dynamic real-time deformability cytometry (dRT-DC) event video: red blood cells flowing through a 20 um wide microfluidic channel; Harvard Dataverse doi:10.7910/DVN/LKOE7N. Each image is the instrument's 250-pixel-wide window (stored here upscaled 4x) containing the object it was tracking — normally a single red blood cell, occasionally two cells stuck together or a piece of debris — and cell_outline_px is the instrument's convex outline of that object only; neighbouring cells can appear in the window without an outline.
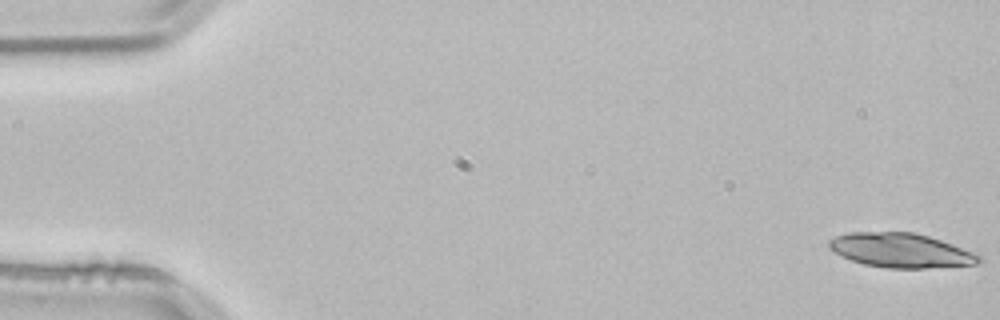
{"species": "common noctule bat (a hibernating species)", "species_latin": "Nyctalus noctula", "temperature_condition": "room temperature", "stored_images_in_passage": 24, "camera_frame_rate_fps": 3000, "um_per_image_px": 0.085, "animal": {"sex": "male", "body_mass_g": 21.5, "forearm_length_mm": 52.0}, "frame": {"image": 1, "passage_image": 1, "time_ms": 0.0, "image_size_px": [1000, 320], "cell_outline_px": [[984, 260], [976, 264], [924, 268], [888, 268], [864, 264], [852, 260], [828, 248], [828, 240], [836, 236], [848, 232], [912, 232], [928, 236], [976, 252]], "centroid_in_image_um": [76.59, 21.28], "position_along_channel_um": 8.4, "area_um2": 29.88}}